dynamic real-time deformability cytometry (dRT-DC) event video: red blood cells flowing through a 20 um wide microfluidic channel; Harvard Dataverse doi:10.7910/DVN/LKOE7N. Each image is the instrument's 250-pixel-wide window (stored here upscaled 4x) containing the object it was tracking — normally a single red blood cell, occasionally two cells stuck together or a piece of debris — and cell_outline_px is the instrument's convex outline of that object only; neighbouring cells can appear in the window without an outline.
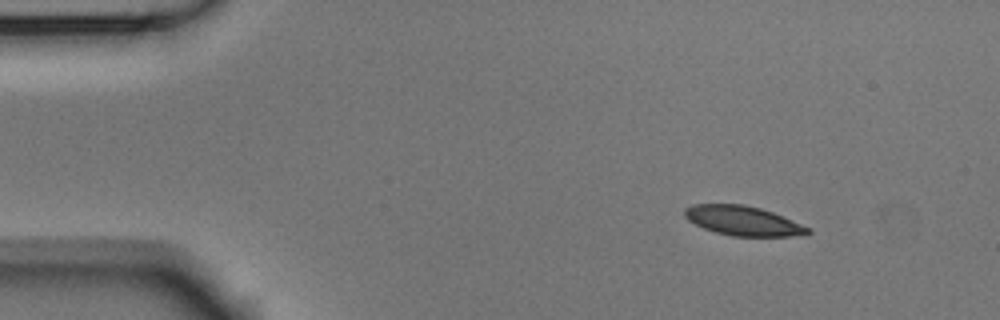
{"species": "Egyptian fruit bat (a non-hibernating species)", "species_latin": "Rousettus aegyptiacus", "temperature_condition": "room temperature", "stored_images_in_passage": 49, "camera_frame_rate_fps": 3000, "um_per_image_px": 0.085, "animal": {"sex": "male"}, "frame": {"image": 1, "passage_image": 1, "time_ms": 0.0, "image_size_px": [1000, 320], "cell_outline_px": [[812, 232], [808, 236], [732, 236], [716, 232], [704, 228], [688, 220], [684, 216], [684, 208], [692, 204], [744, 204], [760, 208], [772, 212], [812, 228]], "centroid_in_image_um": [63.2, 18.77], "position_along_channel_um": 21.8, "area_um2": 21.39}}
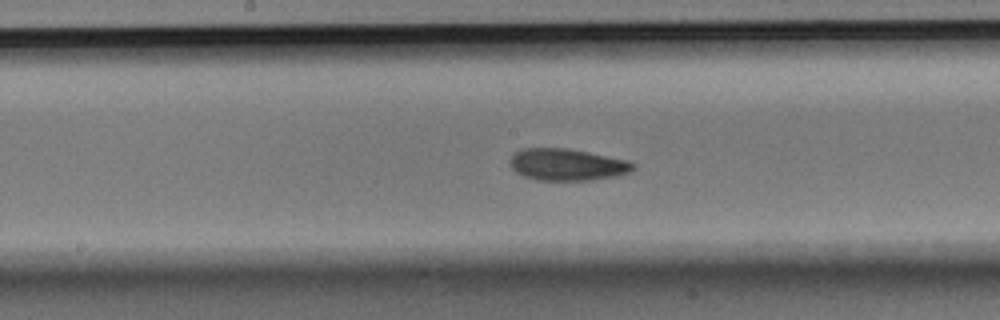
{"frame": {"image": 2, "passage_image": 22, "time_ms": 7.0, "image_size_px": [1000, 320], "cell_outline_px": [[636, 168], [628, 172], [616, 176], [588, 180], [536, 180], [524, 176], [516, 172], [512, 168], [512, 156], [516, 152], [524, 148], [568, 148], [628, 160], [636, 164]], "centroid_in_image_um": [48.24, 13.99], "position_along_channel_um": 200.0, "area_um2": 22.66}}
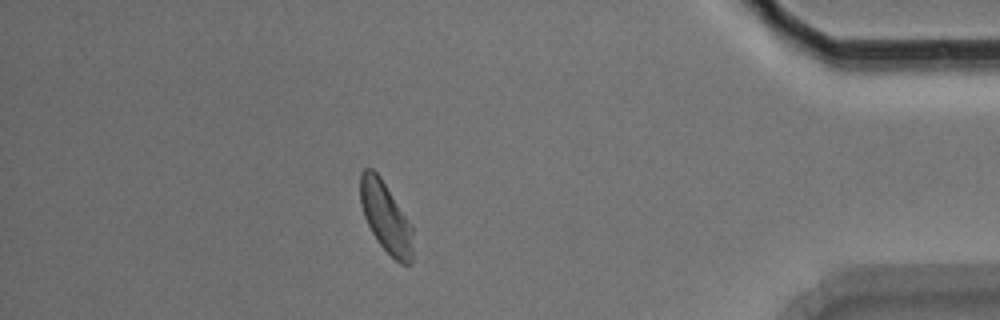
{"frame": {"image": 3, "passage_image": 42, "time_ms": 13.667, "image_size_px": [1000, 320], "cell_outline_px": [[412, 264], [400, 264], [376, 240], [364, 216], [360, 204], [360, 172], [364, 168], [372, 168], [380, 176], [412, 228]], "centroid_in_image_um": [32.76, 18.45], "position_along_channel_um": 402.4, "area_um2": 21.15}, "authors_computed_cell_mechanics": {"area_um2": 22.253, "velocity_mm_per_s": 3.6708, "shape_relaxation_time_tau1_ms": 2.8568, "shape_relaxation_time_tau2_ms": 2.0987, "deformation_change_tau1": 0.105, "deformation_change_tau2": 0.0754}}